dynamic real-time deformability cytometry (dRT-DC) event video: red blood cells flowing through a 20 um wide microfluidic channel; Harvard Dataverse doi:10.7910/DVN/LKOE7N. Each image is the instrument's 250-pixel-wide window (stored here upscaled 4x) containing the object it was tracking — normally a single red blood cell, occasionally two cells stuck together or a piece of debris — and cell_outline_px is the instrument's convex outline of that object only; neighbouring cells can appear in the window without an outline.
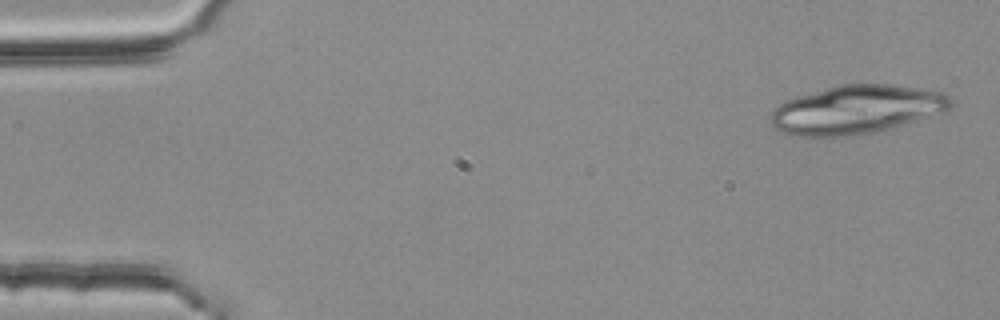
{"species": "common noctule bat (a hibernating species)", "species_latin": "Nyctalus noctula", "temperature_condition": "room temperature", "stored_images_in_passage": 3, "camera_frame_rate_fps": 3000, "um_per_image_px": 0.085, "animal": {"sex": "female", "body_mass_g": 25.1}, "frame": {"image": 1, "passage_image": 1, "time_ms": 0.0, "image_size_px": [1000, 320], "cell_outline_px": [[952, 104], [944, 112], [876, 132], [840, 136], [792, 136], [776, 128], [768, 120], [768, 116], [784, 100], [796, 96], [840, 84], [892, 84], [932, 88], [944, 92], [952, 100]], "centroid_in_image_um": [72.82, 9.29], "position_along_channel_um": 12.2, "area_um2": 51.27}}